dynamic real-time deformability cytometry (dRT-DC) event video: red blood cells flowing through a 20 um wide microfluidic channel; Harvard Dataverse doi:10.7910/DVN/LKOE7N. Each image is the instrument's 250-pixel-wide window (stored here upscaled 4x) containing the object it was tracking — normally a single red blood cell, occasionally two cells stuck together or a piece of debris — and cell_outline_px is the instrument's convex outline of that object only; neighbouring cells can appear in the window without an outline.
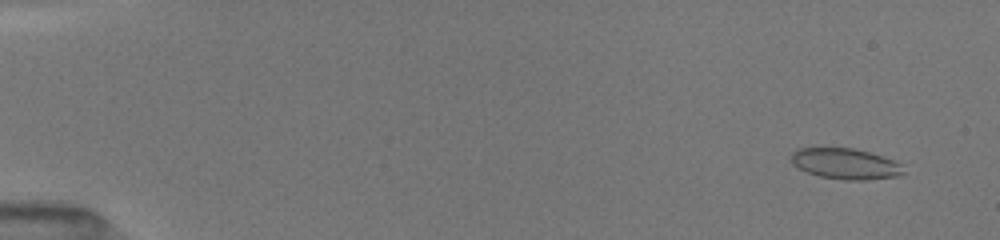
{"species": "common noctule bat (a hibernating species)", "species_latin": "Nyctalus noctula", "temperature_condition": "room temperature", "stored_images_in_passage": 52, "camera_frame_rate_fps": 3000, "um_per_image_px": 0.085, "animal": {"sex": "female", "body_mass_g": 19.5, "forearm_length_mm": 54.1}, "frame": {"image": 1, "passage_image": 4, "time_ms": 1.0, "image_size_px": [1000, 240], "cell_outline_px": [[904, 172], [896, 176], [864, 180], [844, 180], [820, 176], [808, 172], [792, 164], [792, 152], [796, 148], [852, 148], [868, 152], [892, 160], [900, 164]], "centroid_in_image_um": [71.82, 13.92], "position_along_channel_um": 13.2, "area_um2": 19.77}}
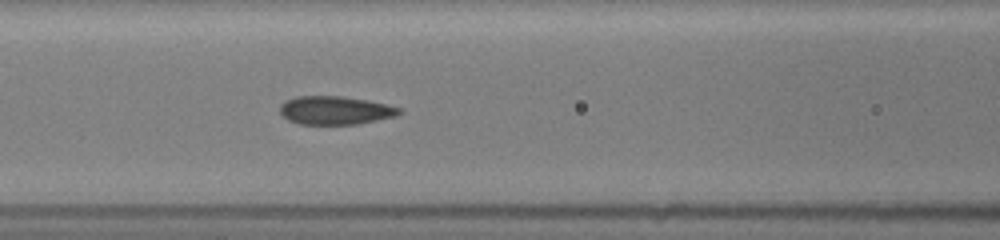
{"frame": {"image": 2, "passage_image": 24, "time_ms": 7.667, "image_size_px": [1000, 240], "cell_outline_px": [[404, 112], [396, 116], [356, 124], [300, 124], [288, 120], [280, 112], [280, 104], [284, 100], [296, 96], [340, 96], [368, 100], [400, 108]], "centroid_in_image_um": [28.47, 9.37], "position_along_channel_um": 138.1, "area_um2": 19.71}}
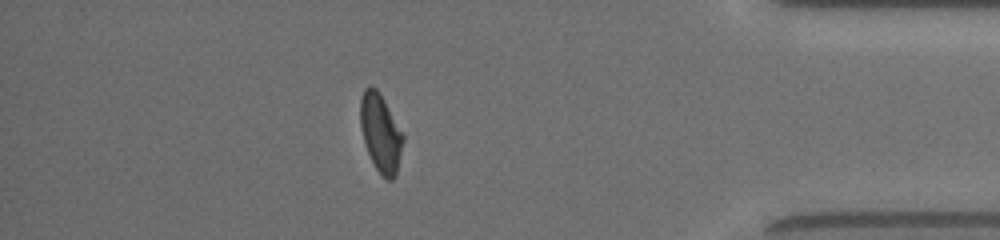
{"frame": {"image": 3, "passage_image": 46, "time_ms": 15.0, "image_size_px": [1000, 240], "cell_outline_px": [[404, 140], [396, 176], [392, 180], [388, 180], [376, 168], [364, 144], [360, 124], [360, 100], [364, 88], [368, 84], [376, 88], [380, 92], [404, 136]], "centroid_in_image_um": [32.34, 11.27], "position_along_channel_um": 402.9, "area_um2": 19.42}, "authors_computed_cell_mechanics": {"area_um2": 20.0566, "velocity_mm_per_s": 4.0658, "shape_relaxation_time_tau1_ms": 6.1654, "shape_relaxation_time_tau2_ms": 0.8758, "deformation_change_tau1": 0.1721, "deformation_change_tau2": 0.0636}}